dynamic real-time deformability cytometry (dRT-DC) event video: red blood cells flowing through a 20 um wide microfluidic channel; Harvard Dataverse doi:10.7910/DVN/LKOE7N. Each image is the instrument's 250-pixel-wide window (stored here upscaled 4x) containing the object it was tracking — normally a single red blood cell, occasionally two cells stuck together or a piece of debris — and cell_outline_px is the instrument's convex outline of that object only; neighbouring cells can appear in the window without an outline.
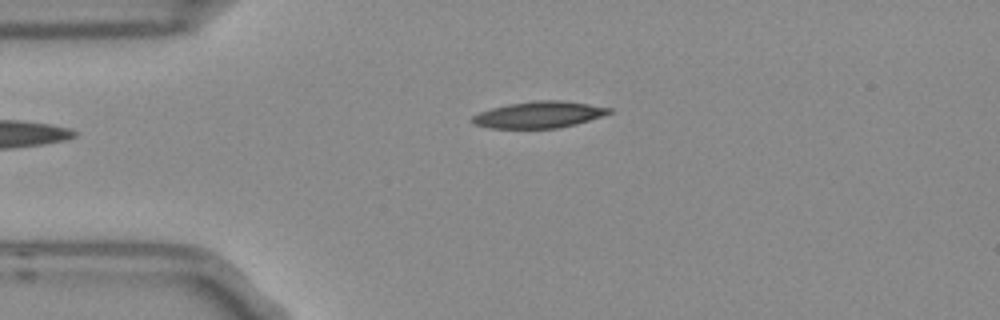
{"species": "Egyptian fruit bat (a non-hibernating species)", "species_latin": "Rousettus aegyptiacus", "temperature_condition": "room temperature", "stored_images_in_passage": 4, "camera_frame_rate_fps": 3000, "um_per_image_px": 0.085, "frame": {"image": 1, "passage_image": 4, "time_ms": 1.0, "image_size_px": [1000, 320], "cell_outline_px": [[612, 112], [576, 124], [556, 128], [488, 128], [472, 124], [468, 120], [472, 116], [480, 112], [492, 108], [508, 104], [536, 100], [560, 100], [588, 104], [612, 108]], "centroid_in_image_um": [45.75, 9.75], "position_along_channel_um": 39.3, "area_um2": 21.1}}